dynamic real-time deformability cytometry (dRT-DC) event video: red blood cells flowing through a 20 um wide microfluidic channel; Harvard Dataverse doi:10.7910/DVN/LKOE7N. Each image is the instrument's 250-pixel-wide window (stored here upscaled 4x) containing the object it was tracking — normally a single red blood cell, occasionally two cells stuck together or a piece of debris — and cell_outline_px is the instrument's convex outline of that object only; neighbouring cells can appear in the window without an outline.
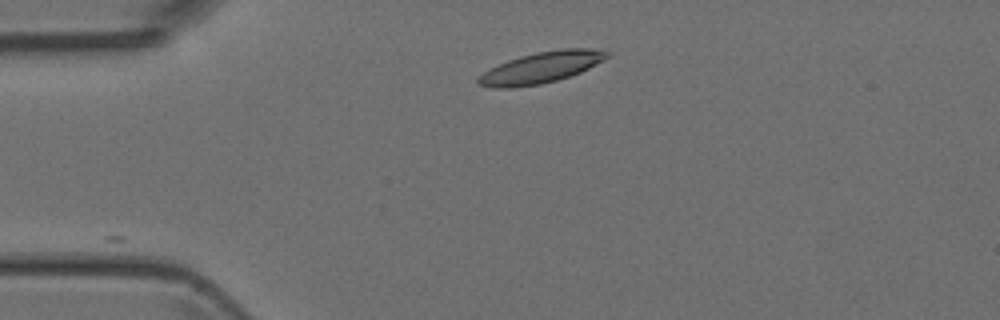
{"species": "Egyptian fruit bat (a non-hibernating species)", "species_latin": "Rousettus aegyptiacus", "temperature_condition": "room temperature", "stored_images_in_passage": 9, "camera_frame_rate_fps": 3000, "um_per_image_px": 0.085, "animal": {"sex": "female"}, "frame": {"image": 1, "passage_image": 1, "time_ms": 0.0, "image_size_px": [1000, 320], "cell_outline_px": [[612, 56], [580, 72], [556, 80], [540, 84], [512, 88], [492, 88], [476, 84], [476, 76], [508, 60], [520, 56], [536, 52], [560, 48], [592, 48], [612, 52]], "centroid_in_image_um": [46.01, 5.73], "position_along_channel_um": 39.0, "area_um2": 23.52}}
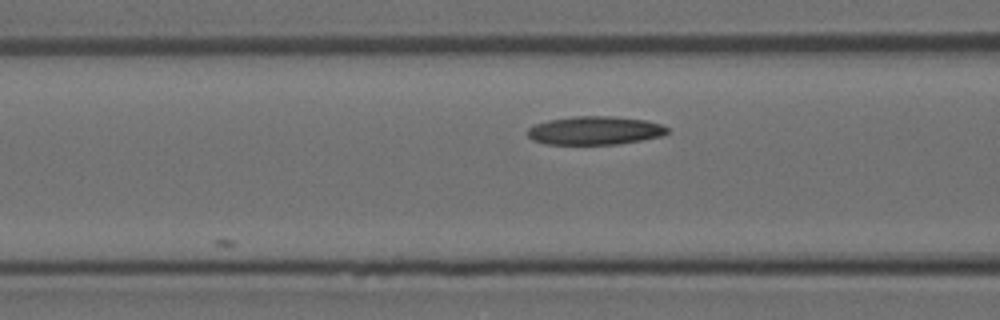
{"frame": {"image": 2, "passage_image": 9, "time_ms": 2.667, "image_size_px": [1000, 320], "cell_outline_px": [[668, 132], [660, 136], [620, 144], [544, 144], [532, 140], [528, 136], [528, 128], [536, 124], [548, 120], [576, 116], [612, 116], [644, 120], [660, 124], [668, 128]], "centroid_in_image_um": [50.53, 11.09], "position_along_channel_um": 116.1, "area_um2": 23.0}}